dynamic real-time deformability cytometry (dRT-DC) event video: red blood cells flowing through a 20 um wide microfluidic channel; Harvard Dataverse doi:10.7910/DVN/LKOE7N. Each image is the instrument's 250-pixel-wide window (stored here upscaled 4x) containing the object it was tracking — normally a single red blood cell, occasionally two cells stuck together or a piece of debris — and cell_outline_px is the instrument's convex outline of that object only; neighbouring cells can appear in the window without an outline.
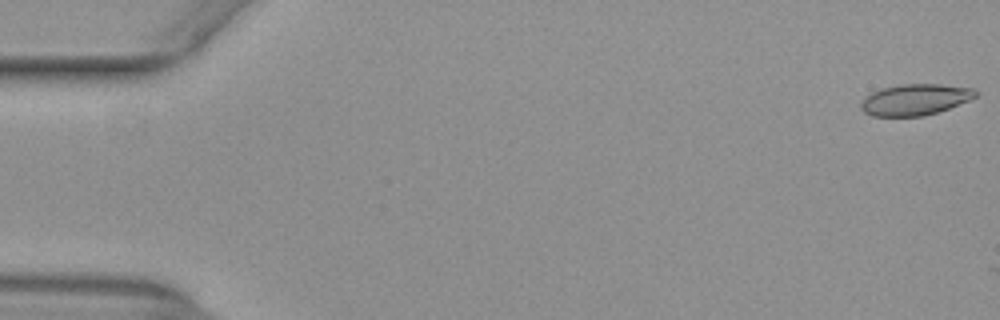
{"species": "common noctule bat (a hibernating species)", "species_latin": "Nyctalus noctula", "temperature_condition": "warm", "stored_images_in_passage": 5, "camera_frame_rate_fps": 3000, "um_per_image_px": 0.085, "animal": {"sex": "female", "body_mass_g": 29.2, "forearm_length_mm": 56.3}, "frame": {"image": 1, "passage_image": 1, "time_ms": 0.0, "image_size_px": [1000, 320], "cell_outline_px": [[976, 96], [968, 100], [948, 108], [924, 116], [872, 116], [864, 112], [860, 108], [860, 104], [872, 92], [884, 88], [900, 84], [940, 84], [972, 88], [976, 92]], "centroid_in_image_um": [77.76, 8.47], "position_along_channel_um": 7.2, "area_um2": 20.46}}